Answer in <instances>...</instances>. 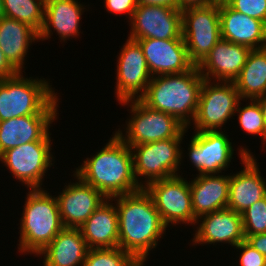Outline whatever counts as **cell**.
<instances>
[{
	"instance_id": "484cf974",
	"label": "cell",
	"mask_w": 266,
	"mask_h": 266,
	"mask_svg": "<svg viewBox=\"0 0 266 266\" xmlns=\"http://www.w3.org/2000/svg\"><path fill=\"white\" fill-rule=\"evenodd\" d=\"M37 40L39 34L27 24L6 16L0 18V48L18 72H23L29 47Z\"/></svg>"
},
{
	"instance_id": "ab89813d",
	"label": "cell",
	"mask_w": 266,
	"mask_h": 266,
	"mask_svg": "<svg viewBox=\"0 0 266 266\" xmlns=\"http://www.w3.org/2000/svg\"><path fill=\"white\" fill-rule=\"evenodd\" d=\"M4 16L3 0H0V18Z\"/></svg>"
},
{
	"instance_id": "836d02e7",
	"label": "cell",
	"mask_w": 266,
	"mask_h": 266,
	"mask_svg": "<svg viewBox=\"0 0 266 266\" xmlns=\"http://www.w3.org/2000/svg\"><path fill=\"white\" fill-rule=\"evenodd\" d=\"M105 7L111 14H127L129 20L132 19L133 13L136 10L137 0H104Z\"/></svg>"
},
{
	"instance_id": "30bf717a",
	"label": "cell",
	"mask_w": 266,
	"mask_h": 266,
	"mask_svg": "<svg viewBox=\"0 0 266 266\" xmlns=\"http://www.w3.org/2000/svg\"><path fill=\"white\" fill-rule=\"evenodd\" d=\"M145 190L151 195L163 224H196L192 210L190 181L180 174L150 182ZM170 224V225H169Z\"/></svg>"
},
{
	"instance_id": "d590c367",
	"label": "cell",
	"mask_w": 266,
	"mask_h": 266,
	"mask_svg": "<svg viewBox=\"0 0 266 266\" xmlns=\"http://www.w3.org/2000/svg\"><path fill=\"white\" fill-rule=\"evenodd\" d=\"M19 72L9 63L3 51L0 48V81L6 78L14 77Z\"/></svg>"
},
{
	"instance_id": "5bb4252c",
	"label": "cell",
	"mask_w": 266,
	"mask_h": 266,
	"mask_svg": "<svg viewBox=\"0 0 266 266\" xmlns=\"http://www.w3.org/2000/svg\"><path fill=\"white\" fill-rule=\"evenodd\" d=\"M223 131L195 132L190 140L188 156L198 175L219 174L233 159V145Z\"/></svg>"
},
{
	"instance_id": "9c48e42d",
	"label": "cell",
	"mask_w": 266,
	"mask_h": 266,
	"mask_svg": "<svg viewBox=\"0 0 266 266\" xmlns=\"http://www.w3.org/2000/svg\"><path fill=\"white\" fill-rule=\"evenodd\" d=\"M241 100L234 82H203L197 111L193 120L195 130L219 131L229 118L235 116L238 102Z\"/></svg>"
},
{
	"instance_id": "3957f363",
	"label": "cell",
	"mask_w": 266,
	"mask_h": 266,
	"mask_svg": "<svg viewBox=\"0 0 266 266\" xmlns=\"http://www.w3.org/2000/svg\"><path fill=\"white\" fill-rule=\"evenodd\" d=\"M203 82L197 66L182 73L152 76L140 100L151 109L174 116L188 129L197 111Z\"/></svg>"
},
{
	"instance_id": "1f68e13d",
	"label": "cell",
	"mask_w": 266,
	"mask_h": 266,
	"mask_svg": "<svg viewBox=\"0 0 266 266\" xmlns=\"http://www.w3.org/2000/svg\"><path fill=\"white\" fill-rule=\"evenodd\" d=\"M232 9L266 24V0H224Z\"/></svg>"
},
{
	"instance_id": "44dd1931",
	"label": "cell",
	"mask_w": 266,
	"mask_h": 266,
	"mask_svg": "<svg viewBox=\"0 0 266 266\" xmlns=\"http://www.w3.org/2000/svg\"><path fill=\"white\" fill-rule=\"evenodd\" d=\"M57 115H27L0 121V155L32 141H51L49 128Z\"/></svg>"
},
{
	"instance_id": "7a4b0ae2",
	"label": "cell",
	"mask_w": 266,
	"mask_h": 266,
	"mask_svg": "<svg viewBox=\"0 0 266 266\" xmlns=\"http://www.w3.org/2000/svg\"><path fill=\"white\" fill-rule=\"evenodd\" d=\"M106 198L142 189L134 175L131 148L116 134L91 158H86L74 173Z\"/></svg>"
},
{
	"instance_id": "ac0fdd59",
	"label": "cell",
	"mask_w": 266,
	"mask_h": 266,
	"mask_svg": "<svg viewBox=\"0 0 266 266\" xmlns=\"http://www.w3.org/2000/svg\"><path fill=\"white\" fill-rule=\"evenodd\" d=\"M250 51L247 46L221 38L197 67L205 80L234 82L244 67Z\"/></svg>"
},
{
	"instance_id": "603a6c76",
	"label": "cell",
	"mask_w": 266,
	"mask_h": 266,
	"mask_svg": "<svg viewBox=\"0 0 266 266\" xmlns=\"http://www.w3.org/2000/svg\"><path fill=\"white\" fill-rule=\"evenodd\" d=\"M112 202L107 198L79 227L89 249L119 247L118 213Z\"/></svg>"
},
{
	"instance_id": "74e56055",
	"label": "cell",
	"mask_w": 266,
	"mask_h": 266,
	"mask_svg": "<svg viewBox=\"0 0 266 266\" xmlns=\"http://www.w3.org/2000/svg\"><path fill=\"white\" fill-rule=\"evenodd\" d=\"M138 5H162L179 9L178 0H137Z\"/></svg>"
},
{
	"instance_id": "9a60e30c",
	"label": "cell",
	"mask_w": 266,
	"mask_h": 266,
	"mask_svg": "<svg viewBox=\"0 0 266 266\" xmlns=\"http://www.w3.org/2000/svg\"><path fill=\"white\" fill-rule=\"evenodd\" d=\"M243 170L230 174L227 209L241 214L251 205L266 196V181L261 177L257 159L248 150L240 147Z\"/></svg>"
},
{
	"instance_id": "cb8c5ba5",
	"label": "cell",
	"mask_w": 266,
	"mask_h": 266,
	"mask_svg": "<svg viewBox=\"0 0 266 266\" xmlns=\"http://www.w3.org/2000/svg\"><path fill=\"white\" fill-rule=\"evenodd\" d=\"M84 6L77 0H45L44 24L39 33V40L52 35L51 28L64 42L70 37L79 36L80 19Z\"/></svg>"
},
{
	"instance_id": "7c38bea8",
	"label": "cell",
	"mask_w": 266,
	"mask_h": 266,
	"mask_svg": "<svg viewBox=\"0 0 266 266\" xmlns=\"http://www.w3.org/2000/svg\"><path fill=\"white\" fill-rule=\"evenodd\" d=\"M117 62L115 93L119 104L140 99L145 94L152 76L139 42L128 38L121 48Z\"/></svg>"
},
{
	"instance_id": "4fadbf2b",
	"label": "cell",
	"mask_w": 266,
	"mask_h": 266,
	"mask_svg": "<svg viewBox=\"0 0 266 266\" xmlns=\"http://www.w3.org/2000/svg\"><path fill=\"white\" fill-rule=\"evenodd\" d=\"M128 38L183 39L182 11L162 5H138L133 13Z\"/></svg>"
},
{
	"instance_id": "83f0119b",
	"label": "cell",
	"mask_w": 266,
	"mask_h": 266,
	"mask_svg": "<svg viewBox=\"0 0 266 266\" xmlns=\"http://www.w3.org/2000/svg\"><path fill=\"white\" fill-rule=\"evenodd\" d=\"M4 16L18 20L38 34L44 24L45 0H3Z\"/></svg>"
},
{
	"instance_id": "e575fe53",
	"label": "cell",
	"mask_w": 266,
	"mask_h": 266,
	"mask_svg": "<svg viewBox=\"0 0 266 266\" xmlns=\"http://www.w3.org/2000/svg\"><path fill=\"white\" fill-rule=\"evenodd\" d=\"M245 241L266 257V233L245 236Z\"/></svg>"
},
{
	"instance_id": "8fae6325",
	"label": "cell",
	"mask_w": 266,
	"mask_h": 266,
	"mask_svg": "<svg viewBox=\"0 0 266 266\" xmlns=\"http://www.w3.org/2000/svg\"><path fill=\"white\" fill-rule=\"evenodd\" d=\"M51 141H32L8 149L0 155V161L29 189H41L42 179L51 167Z\"/></svg>"
},
{
	"instance_id": "d4e9b609",
	"label": "cell",
	"mask_w": 266,
	"mask_h": 266,
	"mask_svg": "<svg viewBox=\"0 0 266 266\" xmlns=\"http://www.w3.org/2000/svg\"><path fill=\"white\" fill-rule=\"evenodd\" d=\"M88 249L79 228H63L37 256L44 266H83Z\"/></svg>"
},
{
	"instance_id": "f35d334b",
	"label": "cell",
	"mask_w": 266,
	"mask_h": 266,
	"mask_svg": "<svg viewBox=\"0 0 266 266\" xmlns=\"http://www.w3.org/2000/svg\"><path fill=\"white\" fill-rule=\"evenodd\" d=\"M255 100L259 103V105L261 107L263 118H264V121H265V124H266V95L262 96V97H259V98L255 99Z\"/></svg>"
},
{
	"instance_id": "6da1fadb",
	"label": "cell",
	"mask_w": 266,
	"mask_h": 266,
	"mask_svg": "<svg viewBox=\"0 0 266 266\" xmlns=\"http://www.w3.org/2000/svg\"><path fill=\"white\" fill-rule=\"evenodd\" d=\"M119 223V247L145 265L149 251L166 232L151 195L142 188L130 194L112 197Z\"/></svg>"
},
{
	"instance_id": "8d00e7d4",
	"label": "cell",
	"mask_w": 266,
	"mask_h": 266,
	"mask_svg": "<svg viewBox=\"0 0 266 266\" xmlns=\"http://www.w3.org/2000/svg\"><path fill=\"white\" fill-rule=\"evenodd\" d=\"M179 10H184L190 7H204L217 3L219 0H178Z\"/></svg>"
},
{
	"instance_id": "4316f807",
	"label": "cell",
	"mask_w": 266,
	"mask_h": 266,
	"mask_svg": "<svg viewBox=\"0 0 266 266\" xmlns=\"http://www.w3.org/2000/svg\"><path fill=\"white\" fill-rule=\"evenodd\" d=\"M234 84L241 101L255 100L266 95V47L250 51Z\"/></svg>"
},
{
	"instance_id": "52a82bcc",
	"label": "cell",
	"mask_w": 266,
	"mask_h": 266,
	"mask_svg": "<svg viewBox=\"0 0 266 266\" xmlns=\"http://www.w3.org/2000/svg\"><path fill=\"white\" fill-rule=\"evenodd\" d=\"M182 140L184 139L170 138L130 147L133 155L134 175L142 188L150 182L179 174L184 156L180 149ZM139 176L142 178L144 176L145 181L141 182Z\"/></svg>"
},
{
	"instance_id": "f546056e",
	"label": "cell",
	"mask_w": 266,
	"mask_h": 266,
	"mask_svg": "<svg viewBox=\"0 0 266 266\" xmlns=\"http://www.w3.org/2000/svg\"><path fill=\"white\" fill-rule=\"evenodd\" d=\"M250 102H248L249 105L241 107L239 101L235 114L239 113L238 120L243 131L248 134L259 135L263 139L262 141L266 143V124L261 107L256 100L251 99Z\"/></svg>"
},
{
	"instance_id": "e0dca14e",
	"label": "cell",
	"mask_w": 266,
	"mask_h": 266,
	"mask_svg": "<svg viewBox=\"0 0 266 266\" xmlns=\"http://www.w3.org/2000/svg\"><path fill=\"white\" fill-rule=\"evenodd\" d=\"M146 64L152 76L170 75L191 70L195 65L188 56L183 39H140Z\"/></svg>"
},
{
	"instance_id": "ffe728a7",
	"label": "cell",
	"mask_w": 266,
	"mask_h": 266,
	"mask_svg": "<svg viewBox=\"0 0 266 266\" xmlns=\"http://www.w3.org/2000/svg\"><path fill=\"white\" fill-rule=\"evenodd\" d=\"M197 222L199 225L192 240L194 245L228 243L236 247L245 240L242 216L233 210L226 208L205 214L199 217Z\"/></svg>"
},
{
	"instance_id": "ba28073f",
	"label": "cell",
	"mask_w": 266,
	"mask_h": 266,
	"mask_svg": "<svg viewBox=\"0 0 266 266\" xmlns=\"http://www.w3.org/2000/svg\"><path fill=\"white\" fill-rule=\"evenodd\" d=\"M182 37L189 59L198 66L221 39L219 1L182 10Z\"/></svg>"
},
{
	"instance_id": "d6986e66",
	"label": "cell",
	"mask_w": 266,
	"mask_h": 266,
	"mask_svg": "<svg viewBox=\"0 0 266 266\" xmlns=\"http://www.w3.org/2000/svg\"><path fill=\"white\" fill-rule=\"evenodd\" d=\"M221 38L253 49L266 47V24L232 9L219 0Z\"/></svg>"
},
{
	"instance_id": "4dcf8cb0",
	"label": "cell",
	"mask_w": 266,
	"mask_h": 266,
	"mask_svg": "<svg viewBox=\"0 0 266 266\" xmlns=\"http://www.w3.org/2000/svg\"><path fill=\"white\" fill-rule=\"evenodd\" d=\"M244 236L266 233V196L241 213Z\"/></svg>"
},
{
	"instance_id": "2e32d148",
	"label": "cell",
	"mask_w": 266,
	"mask_h": 266,
	"mask_svg": "<svg viewBox=\"0 0 266 266\" xmlns=\"http://www.w3.org/2000/svg\"><path fill=\"white\" fill-rule=\"evenodd\" d=\"M73 175L77 182L65 185L56 197L64 228H79L107 199L100 191Z\"/></svg>"
},
{
	"instance_id": "277c9868",
	"label": "cell",
	"mask_w": 266,
	"mask_h": 266,
	"mask_svg": "<svg viewBox=\"0 0 266 266\" xmlns=\"http://www.w3.org/2000/svg\"><path fill=\"white\" fill-rule=\"evenodd\" d=\"M22 74L0 81V121L27 115H57L59 98L50 82Z\"/></svg>"
},
{
	"instance_id": "8992f818",
	"label": "cell",
	"mask_w": 266,
	"mask_h": 266,
	"mask_svg": "<svg viewBox=\"0 0 266 266\" xmlns=\"http://www.w3.org/2000/svg\"><path fill=\"white\" fill-rule=\"evenodd\" d=\"M129 105L131 119L126 122V134L120 128L115 133L129 146L170 138H183L186 127L174 116L149 108L140 99L120 102Z\"/></svg>"
},
{
	"instance_id": "f1b7e54d",
	"label": "cell",
	"mask_w": 266,
	"mask_h": 266,
	"mask_svg": "<svg viewBox=\"0 0 266 266\" xmlns=\"http://www.w3.org/2000/svg\"><path fill=\"white\" fill-rule=\"evenodd\" d=\"M83 266H143L120 247L90 248Z\"/></svg>"
},
{
	"instance_id": "d6a6232c",
	"label": "cell",
	"mask_w": 266,
	"mask_h": 266,
	"mask_svg": "<svg viewBox=\"0 0 266 266\" xmlns=\"http://www.w3.org/2000/svg\"><path fill=\"white\" fill-rule=\"evenodd\" d=\"M236 249H240V266H266V257L250 246L245 240L238 244Z\"/></svg>"
},
{
	"instance_id": "7402d4cb",
	"label": "cell",
	"mask_w": 266,
	"mask_h": 266,
	"mask_svg": "<svg viewBox=\"0 0 266 266\" xmlns=\"http://www.w3.org/2000/svg\"><path fill=\"white\" fill-rule=\"evenodd\" d=\"M230 175H197L190 182L192 210L196 219L227 208Z\"/></svg>"
},
{
	"instance_id": "5b68a950",
	"label": "cell",
	"mask_w": 266,
	"mask_h": 266,
	"mask_svg": "<svg viewBox=\"0 0 266 266\" xmlns=\"http://www.w3.org/2000/svg\"><path fill=\"white\" fill-rule=\"evenodd\" d=\"M43 189H30L25 200L18 240L24 254H39L64 228L57 198Z\"/></svg>"
}]
</instances>
